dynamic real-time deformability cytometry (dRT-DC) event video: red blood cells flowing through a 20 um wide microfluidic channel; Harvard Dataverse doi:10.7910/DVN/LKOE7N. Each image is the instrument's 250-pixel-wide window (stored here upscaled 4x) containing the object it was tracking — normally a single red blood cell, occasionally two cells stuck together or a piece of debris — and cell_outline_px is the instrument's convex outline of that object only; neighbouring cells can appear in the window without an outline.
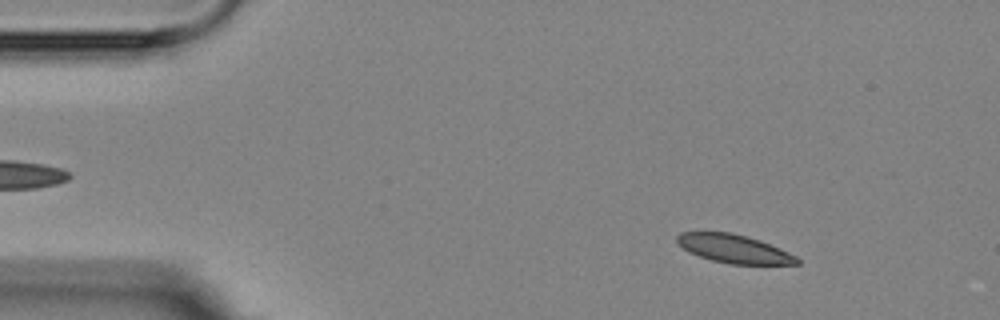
{"species": "Egyptian fruit bat (a non-hibernating species)", "species_latin": "Rousettus aegyptiacus", "temperature_condition": "room temperature", "stored_images_in_passage": 3, "camera_frame_rate_fps": 3000, "um_per_image_px": 0.085, "animal": {"sex": "female"}, "frame": {"image": 1, "passage_image": 1, "time_ms": 0.0, "image_size_px": [1000, 320], "cell_outline_px": [[800, 264], [728, 264], [712, 260], [688, 252], [676, 240], [676, 236], [680, 232], [732, 232], [748, 236], [760, 240], [780, 248], [796, 256], [800, 260]], "centroid_in_image_um": [62.4, 21.14], "position_along_channel_um": 22.6, "area_um2": 19.88}}
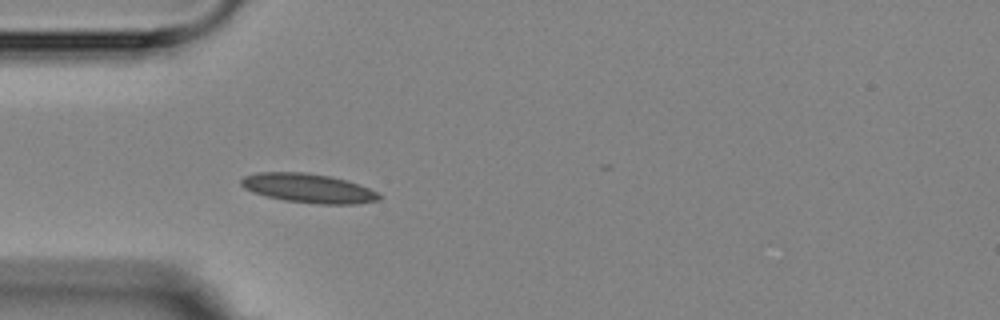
{"frame": {"image": 2, "passage_image": 3, "time_ms": 3.0, "image_size_px": [1000, 320], "cell_outline_px": [[380, 200], [352, 204], [320, 204], [284, 200], [252, 192], [244, 188], [240, 184], [240, 180], [244, 176], [256, 172], [304, 172], [332, 176], [348, 180], [368, 188], [376, 192], [380, 196]], "centroid_in_image_um": [26.18, 15.98], "position_along_channel_um": 58.8, "area_um2": 23.41}}